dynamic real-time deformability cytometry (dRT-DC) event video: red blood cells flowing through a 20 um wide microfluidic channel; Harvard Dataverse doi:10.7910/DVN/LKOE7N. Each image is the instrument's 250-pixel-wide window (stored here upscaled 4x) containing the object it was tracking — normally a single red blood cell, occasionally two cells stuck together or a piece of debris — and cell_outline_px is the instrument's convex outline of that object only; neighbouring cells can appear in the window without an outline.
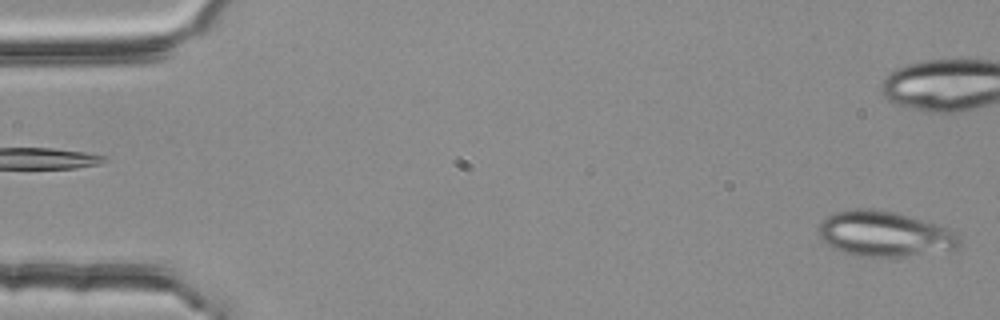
{"species": "common noctule bat (a hibernating species)", "species_latin": "Nyctalus noctula", "temperature_condition": "room temperature", "stored_images_in_passage": 3, "camera_frame_rate_fps": 3000, "um_per_image_px": 0.085, "animal": {"sex": "female", "body_mass_g": 25.1}, "frame": {"image": 1, "passage_image": 3, "time_ms": 0.667, "image_size_px": [1000, 320], "cell_outline_px": [[964, 244], [960, 248], [904, 256], [856, 256], [832, 248], [820, 240], [816, 232], [820, 224], [832, 212], [852, 208], [872, 208], [896, 212], [952, 228], [960, 236]], "centroid_in_image_um": [75.2, 19.86], "position_along_channel_um": 9.8, "area_um2": 37.86}}